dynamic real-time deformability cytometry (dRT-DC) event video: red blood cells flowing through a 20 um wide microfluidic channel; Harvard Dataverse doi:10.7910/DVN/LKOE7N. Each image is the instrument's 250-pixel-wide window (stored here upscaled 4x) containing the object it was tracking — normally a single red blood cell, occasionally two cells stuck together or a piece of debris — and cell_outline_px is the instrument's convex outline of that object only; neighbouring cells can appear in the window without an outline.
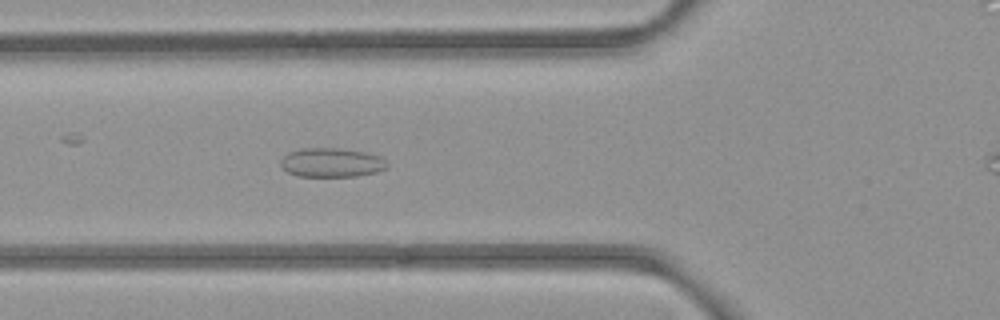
{"species": "common noctule bat (a hibernating species)", "species_latin": "Nyctalus noctula", "temperature_condition": "room temperature", "stored_images_in_passage": 47, "camera_frame_rate_fps": 3000, "um_per_image_px": 0.085, "animal": {"sex": "female", "body_mass_g": 21.9}, "frame": {"image": 1, "passage_image": 19, "time_ms": 6.0, "image_size_px": [1000, 320], "cell_outline_px": [[388, 168], [376, 172], [356, 176], [296, 176], [288, 172], [280, 164], [280, 160], [288, 152], [300, 148], [336, 148], [364, 152], [380, 156], [388, 164]], "centroid_in_image_um": [28.17, 13.81], "position_along_channel_um": 97.6, "area_um2": 18.03}}
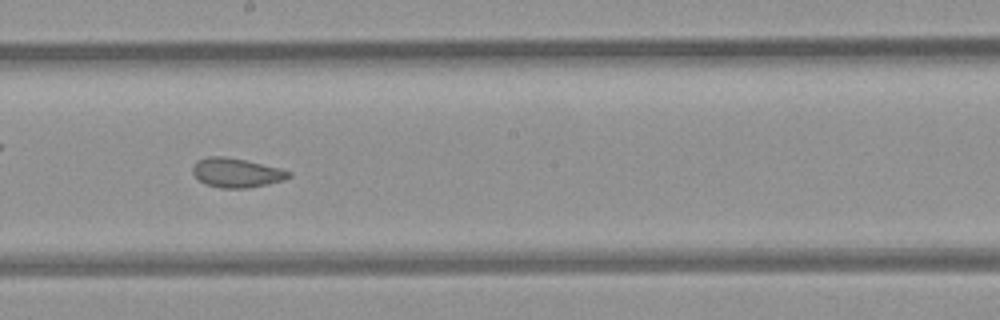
{"frame": {"image": 2, "passage_image": 29, "time_ms": 9.333, "image_size_px": [1000, 320], "cell_outline_px": [[292, 176], [284, 180], [268, 184], [248, 188], [220, 188], [208, 184], [200, 180], [192, 172], [192, 168], [200, 160], [208, 156], [224, 156], [244, 160], [280, 168], [292, 172]], "centroid_in_image_um": [20.15, 14.69], "position_along_channel_um": 228.0, "area_um2": 16.18}}
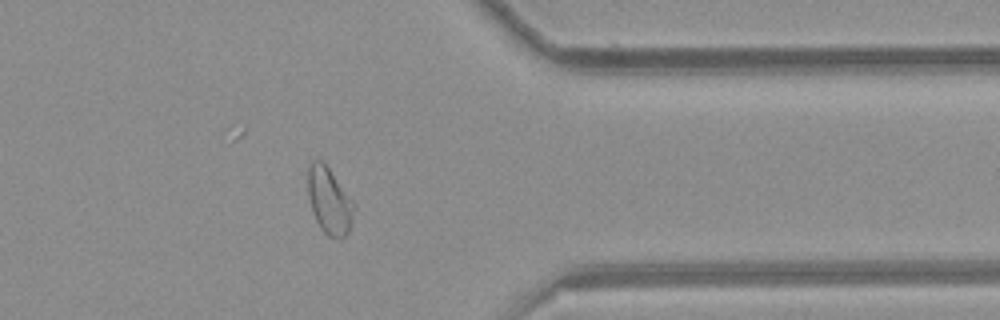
{"frame": {"image": 3, "passage_image": 42, "time_ms": 13.667, "image_size_px": [1000, 320], "cell_outline_px": [[356, 208], [348, 232], [340, 240], [336, 240], [328, 236], [320, 228], [312, 212], [308, 196], [308, 168], [312, 160], [320, 160], [328, 168], [356, 204]], "centroid_in_image_um": [28.0, 17.12], "position_along_channel_um": 383.4, "area_um2": 17.98}, "authors_computed_cell_mechanics": {"area_um2": 18.0336, "velocity_mm_per_s": 3.8925, "shape_relaxation_time_tau1_ms": null, "shape_relaxation_time_tau2_ms": 1.5178, "deformation_change_tau1": null, "deformation_change_tau2": 0.0724}}